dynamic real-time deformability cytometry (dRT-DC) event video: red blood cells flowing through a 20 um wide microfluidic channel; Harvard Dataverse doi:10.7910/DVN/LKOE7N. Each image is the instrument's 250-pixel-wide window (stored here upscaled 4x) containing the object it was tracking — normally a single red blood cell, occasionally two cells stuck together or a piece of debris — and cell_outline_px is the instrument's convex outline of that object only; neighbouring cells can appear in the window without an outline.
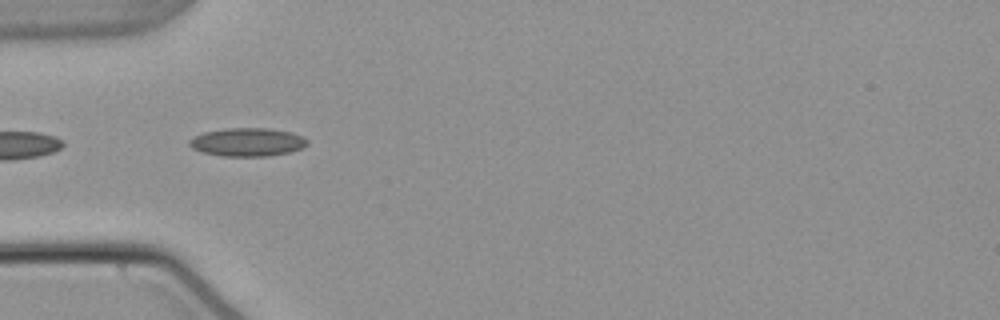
{"species": "common noctule bat (a hibernating species)", "species_latin": "Nyctalus noctula", "temperature_condition": "warm", "stored_images_in_passage": 5, "camera_frame_rate_fps": 3000, "um_per_image_px": 0.085, "animal": {"sex": "male", "body_mass_g": 21.5, "forearm_length_mm": 52.0}, "frame": {"image": 1, "passage_image": 2, "time_ms": 0.333, "image_size_px": [1000, 320], "cell_outline_px": [[308, 144], [300, 148], [288, 152], [268, 156], [220, 156], [200, 152], [192, 148], [188, 144], [188, 140], [192, 136], [204, 132], [228, 128], [264, 128], [292, 132], [304, 136], [308, 140]], "centroid_in_image_um": [20.99, 12.08], "position_along_channel_um": 64.0, "area_um2": 19.59}}